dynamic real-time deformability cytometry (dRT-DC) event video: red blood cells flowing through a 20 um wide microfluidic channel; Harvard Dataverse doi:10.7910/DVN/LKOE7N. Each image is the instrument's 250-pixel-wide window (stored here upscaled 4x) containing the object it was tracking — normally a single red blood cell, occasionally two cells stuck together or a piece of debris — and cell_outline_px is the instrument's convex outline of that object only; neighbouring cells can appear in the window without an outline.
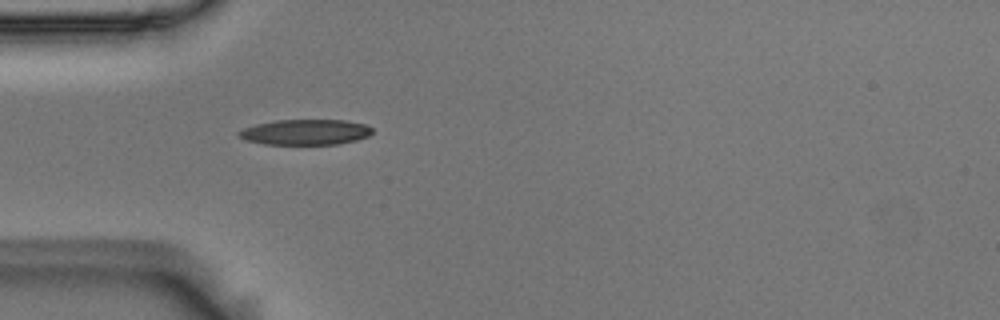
{"species": "Egyptian fruit bat (a non-hibernating species)", "species_latin": "Rousettus aegyptiacus", "temperature_condition": "room temperature", "stored_images_in_passage": 1, "camera_frame_rate_fps": 3000, "um_per_image_px": 0.085, "animal": {"sex": "male"}, "frame": {"image": 1, "passage_image": 1, "time_ms": 0.0, "image_size_px": [1000, 320], "cell_outline_px": [[372, 132], [368, 136], [356, 140], [336, 144], [264, 144], [244, 140], [236, 136], [236, 132], [244, 128], [256, 124], [276, 120], [348, 120], [364, 124], [372, 128]], "centroid_in_image_um": [25.92, 11.23], "position_along_channel_um": 59.1, "area_um2": 19.88}}